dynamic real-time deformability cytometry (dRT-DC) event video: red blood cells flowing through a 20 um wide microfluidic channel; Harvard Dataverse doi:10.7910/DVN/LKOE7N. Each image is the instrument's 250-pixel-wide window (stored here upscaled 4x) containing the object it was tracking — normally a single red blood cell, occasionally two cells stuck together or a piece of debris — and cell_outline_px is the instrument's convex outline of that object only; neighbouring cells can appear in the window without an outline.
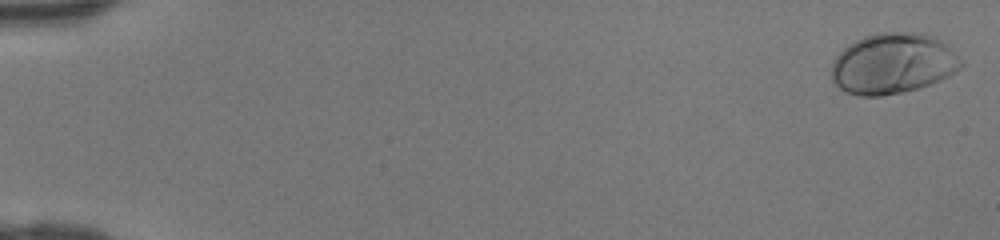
{"species": "human", "species_latin": "Homo sapiens", "temperature_condition": "room temperature", "stored_images_in_passage": 46, "camera_frame_rate_fps": 3000, "um_per_image_px": 0.085, "donor": {"sex": "female"}, "frame": {"image": 1, "passage_image": 1, "time_ms": 0.0, "image_size_px": [1000, 240], "cell_outline_px": [[964, 64], [960, 68], [948, 76], [940, 80], [916, 88], [900, 92], [880, 96], [860, 96], [848, 92], [840, 88], [832, 80], [832, 60], [848, 44], [864, 36], [876, 32], [920, 32], [936, 36]], "centroid_in_image_um": [75.86, 5.38], "position_along_channel_um": 9.1, "area_um2": 45.49}}
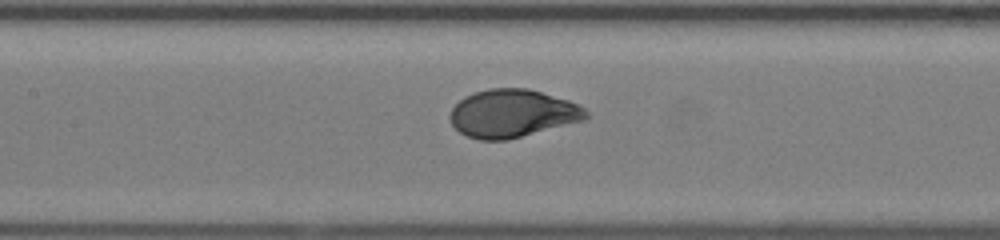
{"frame": {"image": 2, "passage_image": 23, "time_ms": 7.333, "image_size_px": [1000, 240], "cell_outline_px": [[588, 120], [508, 140], [480, 140], [468, 136], [460, 132], [452, 124], [452, 108], [464, 96], [488, 88], [528, 88], [568, 100], [584, 108], [588, 112]], "centroid_in_image_um": [43.61, 9.65], "position_along_channel_um": 163.8, "area_um2": 37.97}}
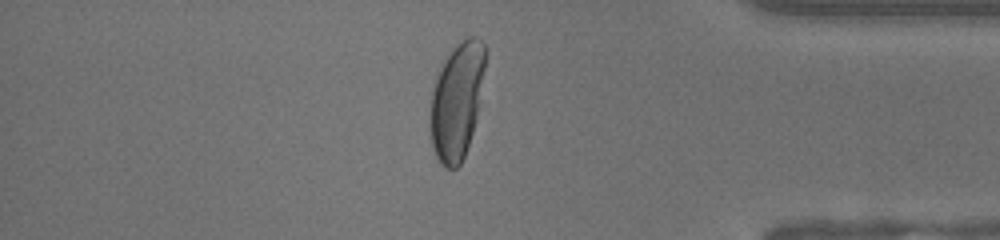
{"frame": {"image": 3, "passage_image": 40, "time_ms": 13.0, "image_size_px": [1000, 240], "cell_outline_px": [[484, 68], [476, 120], [464, 156], [460, 164], [456, 168], [444, 168], [436, 160], [432, 148], [428, 124], [428, 120], [432, 92], [436, 76], [440, 64], [452, 48], [456, 44], [468, 36], [476, 36], [484, 44]], "centroid_in_image_um": [38.77, 8.6], "position_along_channel_um": 396.4, "area_um2": 37.69}}